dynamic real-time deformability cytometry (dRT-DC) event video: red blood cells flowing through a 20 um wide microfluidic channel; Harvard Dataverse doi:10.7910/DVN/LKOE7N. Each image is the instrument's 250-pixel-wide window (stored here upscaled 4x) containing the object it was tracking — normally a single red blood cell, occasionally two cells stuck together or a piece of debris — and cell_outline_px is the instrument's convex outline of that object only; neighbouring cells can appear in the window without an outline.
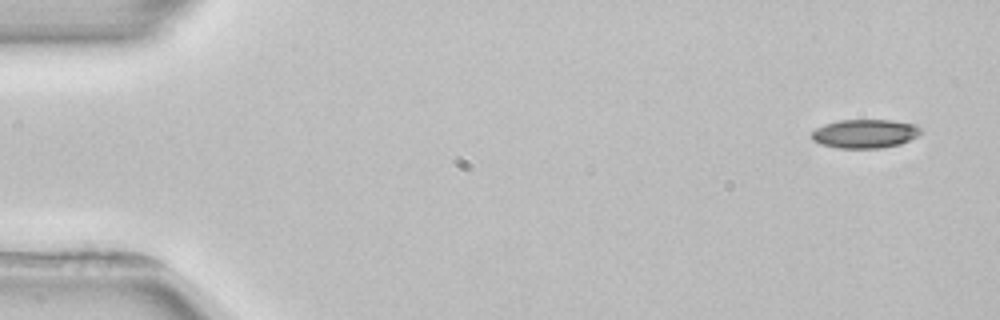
{"species": "common noctule bat (a hibernating species)", "species_latin": "Nyctalus noctula", "temperature_condition": "room temperature", "stored_images_in_passage": 4, "camera_frame_rate_fps": 3000, "um_per_image_px": 0.085, "animal": {"sex": "female", "body_mass_g": 22.7, "forearm_length_mm": 54.2}, "frame": {"image": 1, "passage_image": 1, "time_ms": 0.0, "image_size_px": [1000, 320], "cell_outline_px": [[920, 132], [916, 136], [900, 144], [880, 148], [836, 148], [820, 144], [812, 140], [812, 132], [816, 128], [824, 124], [840, 120], [892, 120], [916, 124], [920, 128]], "centroid_in_image_um": [73.49, 11.36], "position_along_channel_um": 11.5, "area_um2": 18.26}}
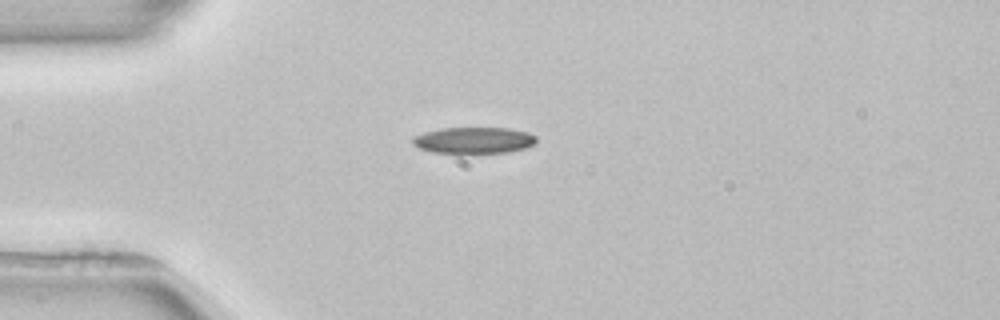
{"frame": {"image": 2, "passage_image": 4, "time_ms": 3.667, "image_size_px": [1000, 320], "cell_outline_px": [[536, 144], [524, 148], [508, 152], [464, 156], [460, 156], [432, 152], [420, 148], [412, 144], [412, 136], [424, 132], [440, 128], [508, 128], [528, 132], [536, 136]], "centroid_in_image_um": [40.24, 11.97], "position_along_channel_um": 44.8, "area_um2": 20.0}}